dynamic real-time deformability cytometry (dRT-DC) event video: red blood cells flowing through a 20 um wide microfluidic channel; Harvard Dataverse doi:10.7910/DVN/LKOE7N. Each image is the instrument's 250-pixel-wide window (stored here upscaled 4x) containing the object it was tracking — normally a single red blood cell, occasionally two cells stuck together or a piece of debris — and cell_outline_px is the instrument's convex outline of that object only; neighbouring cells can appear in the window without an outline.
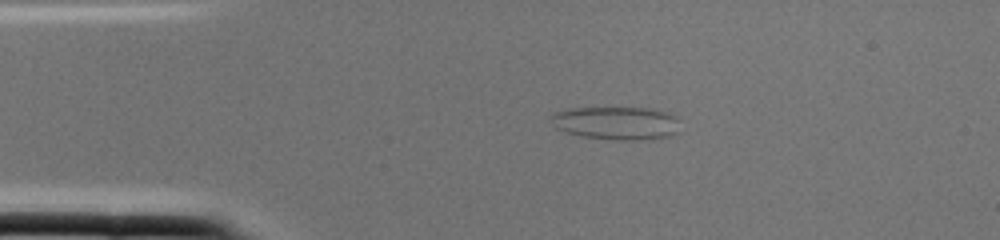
{"species": "common noctule bat (a hibernating species)", "species_latin": "Nyctalus noctula", "temperature_condition": "cold", "stored_images_in_passage": 1, "camera_frame_rate_fps": 3000, "um_per_image_px": 0.085, "animal": {"sex": "female", "body_mass_g": 22.0, "forearm_length_mm": 56.7}, "frame": {"image": 1, "passage_image": 1, "time_ms": 0.0, "image_size_px": [1000, 240], "cell_outline_px": [[680, 132], [668, 136], [644, 140], [616, 140], [580, 136], [564, 132], [556, 128], [552, 124], [548, 116], [552, 112], [568, 108], [652, 108], [668, 112], [676, 116]], "centroid_in_image_um": [52.36, 10.46], "position_along_channel_um": 32.6, "area_um2": 25.43}}